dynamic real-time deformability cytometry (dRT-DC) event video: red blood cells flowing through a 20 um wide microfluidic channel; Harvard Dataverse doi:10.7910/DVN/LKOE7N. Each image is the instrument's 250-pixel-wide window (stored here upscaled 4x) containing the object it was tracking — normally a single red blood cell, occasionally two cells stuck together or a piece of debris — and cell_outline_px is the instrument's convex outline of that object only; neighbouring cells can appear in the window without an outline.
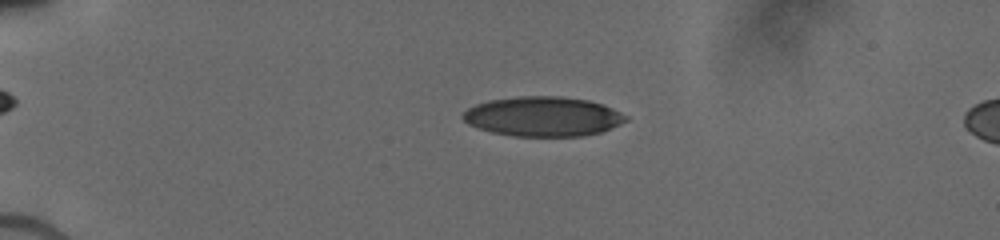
{"species": "human", "species_latin": "Homo sapiens", "temperature_condition": "cold", "stored_images_in_passage": 8, "camera_frame_rate_fps": 3000, "um_per_image_px": 0.085, "donor": {"sex": "male"}, "frame": {"image": 1, "passage_image": 5, "time_ms": 3.333, "image_size_px": [1000, 240], "cell_outline_px": [[628, 120], [620, 124], [600, 132], [584, 136], [512, 136], [492, 132], [468, 124], [460, 116], [468, 108], [476, 104], [488, 100], [516, 96], [560, 96], [588, 100], [604, 104], [628, 116]], "centroid_in_image_um": [46.15, 9.89], "position_along_channel_um": 38.8, "area_um2": 37.8}}